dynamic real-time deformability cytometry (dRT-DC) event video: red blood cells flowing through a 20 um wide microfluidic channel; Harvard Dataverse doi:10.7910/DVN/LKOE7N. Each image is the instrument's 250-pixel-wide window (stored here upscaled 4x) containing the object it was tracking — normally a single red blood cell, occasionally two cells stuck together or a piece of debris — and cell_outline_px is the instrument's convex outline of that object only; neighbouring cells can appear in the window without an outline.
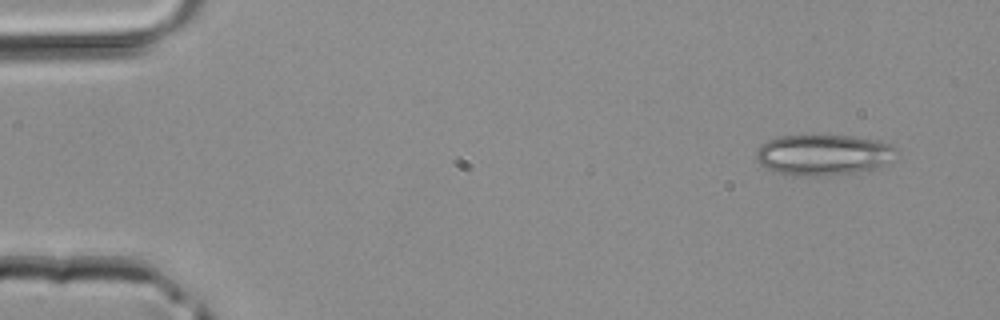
{"species": "common noctule bat (a hibernating species)", "species_latin": "Nyctalus noctula", "temperature_condition": "room temperature", "stored_images_in_passage": 40, "camera_frame_rate_fps": 3000, "um_per_image_px": 0.085, "animal": {"sex": "male", "body_mass_g": 20.4}, "frame": {"image": 1, "passage_image": 1, "time_ms": 0.0, "image_size_px": [1000, 320], "cell_outline_px": [[900, 152], [884, 164], [876, 168], [856, 172], [816, 176], [792, 176], [776, 172], [760, 164], [756, 160], [756, 148], [760, 144], [768, 140], [780, 136], [852, 136], [876, 140], [900, 148]], "centroid_in_image_um": [69.97, 13.16], "position_along_channel_um": 15.0, "area_um2": 33.41}}
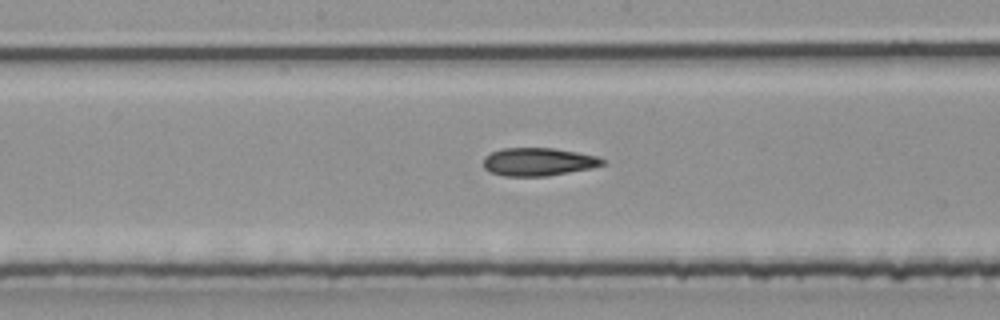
{"frame": {"image": 2, "passage_image": 20, "time_ms": 6.333, "image_size_px": [1000, 320], "cell_outline_px": [[604, 164], [592, 168], [548, 176], [504, 176], [488, 172], [484, 168], [484, 156], [492, 152], [504, 148], [552, 148], [600, 156], [604, 160]], "centroid_in_image_um": [45.75, 13.76], "position_along_channel_um": 202.4, "area_um2": 19.54}}
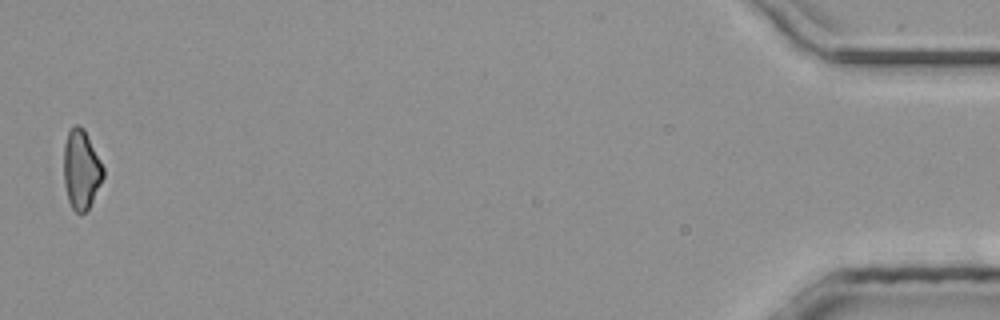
{"frame": {"image": 3, "passage_image": 40, "time_ms": 13.0, "image_size_px": [1000, 320], "cell_outline_px": [[104, 176], [88, 208], [84, 212], [76, 212], [72, 208], [68, 200], [64, 184], [64, 144], [68, 132], [76, 124], [84, 128], [104, 168]], "centroid_in_image_um": [6.89, 14.39], "position_along_channel_um": 428.3, "area_um2": 17.98}}